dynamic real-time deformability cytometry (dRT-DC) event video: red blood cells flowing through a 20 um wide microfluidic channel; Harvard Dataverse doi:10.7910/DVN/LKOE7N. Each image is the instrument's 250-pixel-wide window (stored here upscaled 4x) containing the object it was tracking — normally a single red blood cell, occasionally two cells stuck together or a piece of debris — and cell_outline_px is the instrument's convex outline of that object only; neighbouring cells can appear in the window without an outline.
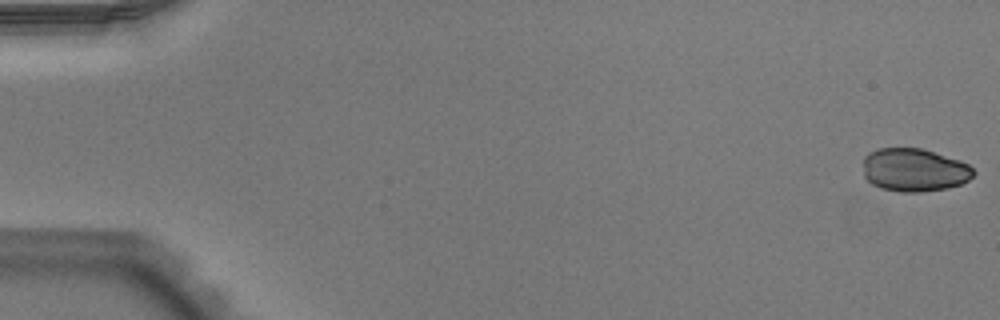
{"species": "Egyptian fruit bat (a non-hibernating species)", "species_latin": "Rousettus aegyptiacus", "temperature_condition": "warm", "stored_images_in_passage": 52, "camera_frame_rate_fps": 3000, "um_per_image_px": 0.085, "animal": {"sex": "male"}, "frame": {"image": 1, "passage_image": 1, "time_ms": 0.0, "image_size_px": [1000, 320], "cell_outline_px": [[976, 172], [968, 180], [960, 184], [948, 188], [920, 192], [900, 192], [880, 188], [872, 184], [864, 176], [864, 156], [868, 152], [880, 148], [920, 148], [960, 160], [968, 164]], "centroid_in_image_um": [77.7, 14.45], "position_along_channel_um": 7.3, "area_um2": 27.8}}
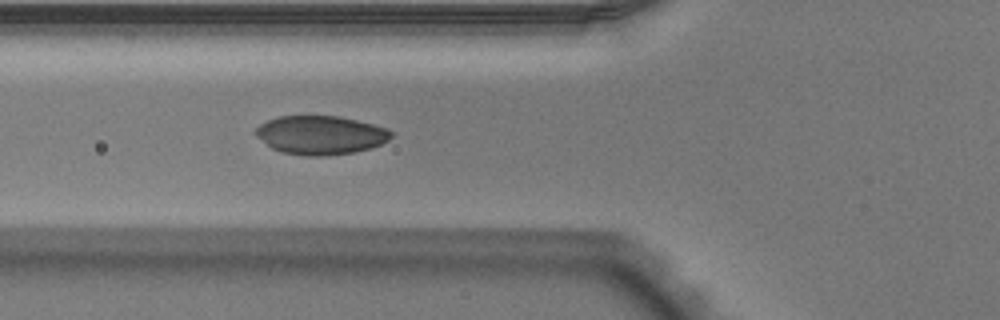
{"frame": {"image": 2, "passage_image": 20, "time_ms": 6.333, "image_size_px": [1000, 320], "cell_outline_px": [[396, 132], [388, 140], [372, 148], [352, 152], [328, 156], [308, 156], [284, 152], [272, 148], [256, 136], [252, 132], [260, 124], [276, 116], [340, 116], [388, 128]], "centroid_in_image_um": [27.26, 11.47], "position_along_channel_um": 98.5, "area_um2": 30.69}}
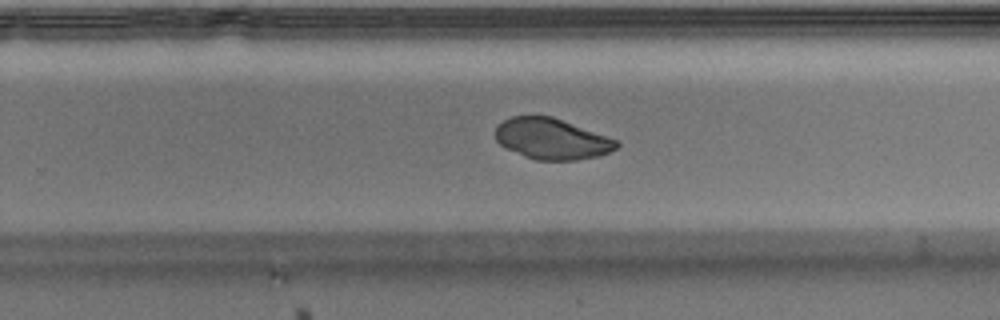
{"frame": {"image": 3, "passage_image": 34, "time_ms": 11.0, "image_size_px": [1000, 320], "cell_outline_px": [[620, 144], [616, 148], [600, 156], [576, 160], [536, 160], [524, 156], [504, 148], [496, 140], [496, 128], [504, 120], [512, 116], [552, 116], [616, 140]], "centroid_in_image_um": [46.87, 11.82], "position_along_channel_um": 282.9, "area_um2": 28.61}}